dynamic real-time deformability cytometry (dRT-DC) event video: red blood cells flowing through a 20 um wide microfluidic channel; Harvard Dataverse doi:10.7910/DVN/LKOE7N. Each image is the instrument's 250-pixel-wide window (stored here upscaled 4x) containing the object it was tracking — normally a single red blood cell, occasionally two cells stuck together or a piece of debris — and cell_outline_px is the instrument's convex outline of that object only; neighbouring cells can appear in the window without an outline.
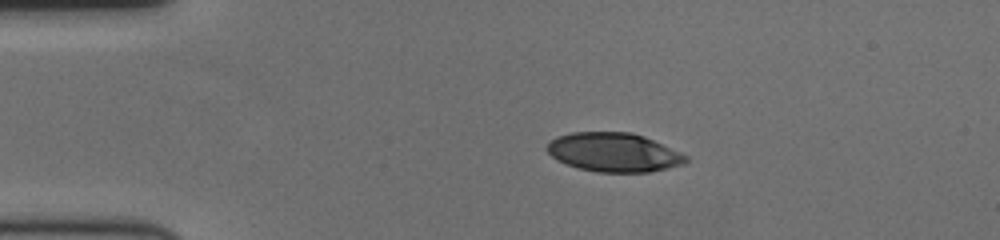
{"species": "human", "species_latin": "Homo sapiens", "temperature_condition": "cold", "stored_images_in_passage": 48, "camera_frame_rate_fps": 3000, "um_per_image_px": 0.085, "donor": {"sex": "female"}, "frame": {"image": 1, "passage_image": 1, "time_ms": 0.0, "image_size_px": [1000, 240], "cell_outline_px": [[688, 160], [684, 164], [668, 168], [648, 172], [596, 172], [580, 168], [568, 164], [552, 156], [544, 148], [556, 136], [572, 132], [632, 132], [644, 136], [680, 152], [688, 156]], "centroid_in_image_um": [52.19, 12.94], "position_along_channel_um": 32.8, "area_um2": 31.39}}
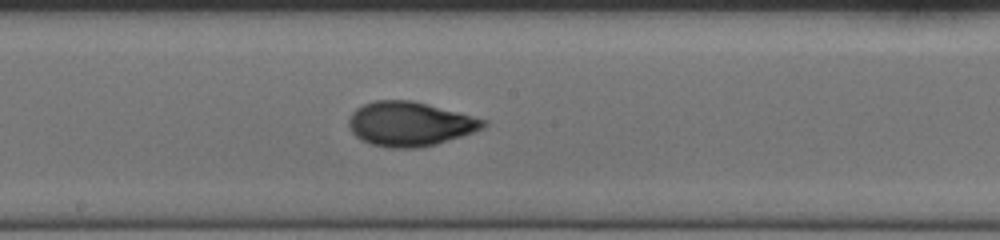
{"frame": {"image": 2, "passage_image": 21, "time_ms": 6.667, "image_size_px": [1000, 240], "cell_outline_px": [[488, 124], [484, 128], [436, 144], [420, 148], [388, 148], [372, 144], [360, 140], [352, 132], [348, 124], [348, 120], [352, 112], [356, 108], [372, 100], [412, 100], [428, 104], [488, 120]], "centroid_in_image_um": [34.82, 10.53], "position_along_channel_um": 213.4, "area_um2": 34.85}}
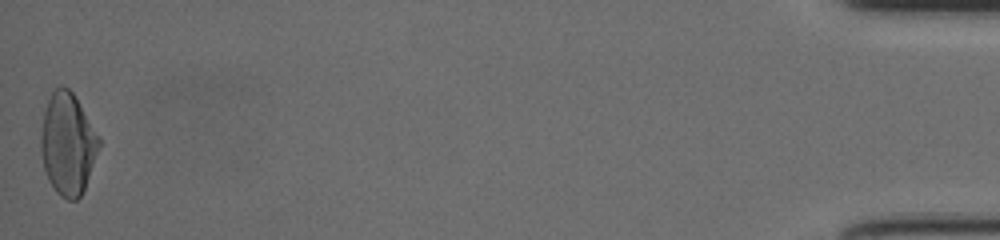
{"frame": {"image": 3, "passage_image": 48, "time_ms": 15.667, "image_size_px": [1000, 240], "cell_outline_px": [[100, 144], [84, 188], [80, 196], [76, 200], [68, 200], [60, 196], [56, 192], [48, 180], [44, 168], [40, 148], [40, 136], [44, 112], [48, 100], [52, 92], [60, 84], [64, 84], [72, 92], [100, 136]], "centroid_in_image_um": [5.74, 12.22], "position_along_channel_um": 429.5, "area_um2": 34.33}, "authors_computed_cell_mechanics": {"area_um2": 33.6685, "velocity_mm_per_s": 3.4878, "shape_relaxation_time_tau1_ms": 4.8129, "shape_relaxation_time_tau2_ms": 1.4321, "deformation_change_tau1": 0.1816, "deformation_change_tau2": 0.0613}}